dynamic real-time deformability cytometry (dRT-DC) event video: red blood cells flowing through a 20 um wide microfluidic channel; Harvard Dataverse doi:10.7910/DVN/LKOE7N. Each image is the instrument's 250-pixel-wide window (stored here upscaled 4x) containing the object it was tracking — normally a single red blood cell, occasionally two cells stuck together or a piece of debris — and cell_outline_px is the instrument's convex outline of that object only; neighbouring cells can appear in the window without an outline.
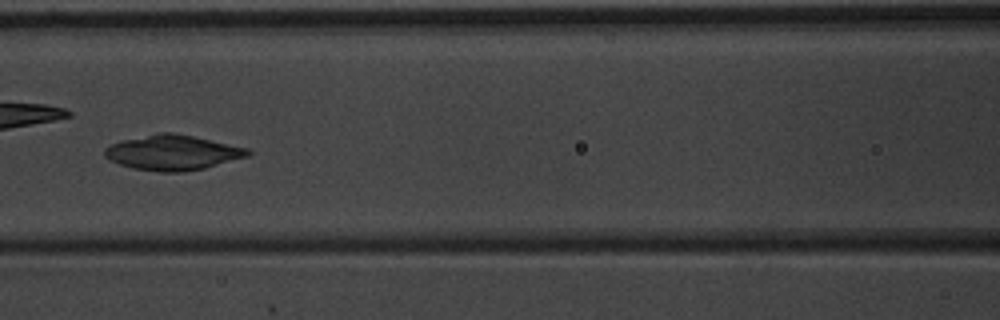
{"species": "common noctule bat (a hibernating species)", "species_latin": "Nyctalus noctula", "temperature_condition": "warm", "stored_images_in_passage": 8, "camera_frame_rate_fps": 3000, "um_per_image_px": 0.085, "animal": {"sex": "male", "body_mass_g": 20.1, "forearm_length_mm": 53.5}, "frame": {"image": 1, "passage_image": 7, "time_ms": 2.0, "image_size_px": [1000, 320], "cell_outline_px": [[252, 152], [248, 156], [204, 168], [180, 172], [160, 172], [132, 168], [108, 160], [104, 156], [104, 148], [112, 144], [124, 140], [160, 132], [172, 132], [192, 136], [248, 148]], "centroid_in_image_um": [14.65, 12.97], "position_along_channel_um": 151.9, "area_um2": 28.96}}
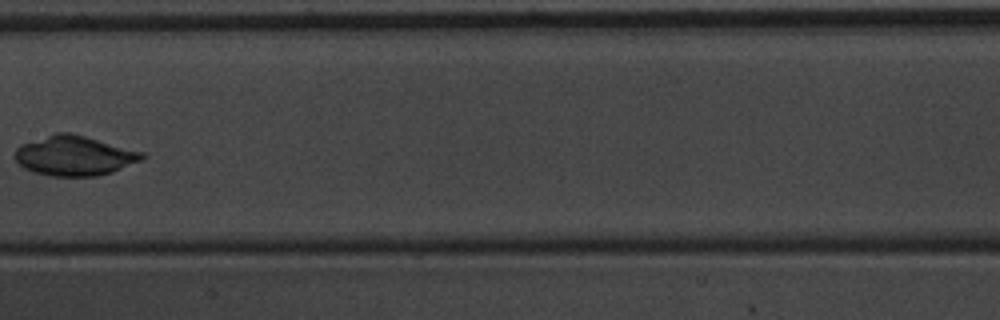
{"frame": {"image": 2, "passage_image": 8, "time_ms": 2.333, "image_size_px": [1000, 320], "cell_outline_px": [[148, 156], [140, 160], [112, 172], [96, 176], [48, 176], [32, 172], [24, 168], [12, 156], [16, 148], [20, 144], [56, 132], [72, 132], [144, 152]], "centroid_in_image_um": [6.29, 13.23], "position_along_channel_um": 201.1, "area_um2": 29.77}}